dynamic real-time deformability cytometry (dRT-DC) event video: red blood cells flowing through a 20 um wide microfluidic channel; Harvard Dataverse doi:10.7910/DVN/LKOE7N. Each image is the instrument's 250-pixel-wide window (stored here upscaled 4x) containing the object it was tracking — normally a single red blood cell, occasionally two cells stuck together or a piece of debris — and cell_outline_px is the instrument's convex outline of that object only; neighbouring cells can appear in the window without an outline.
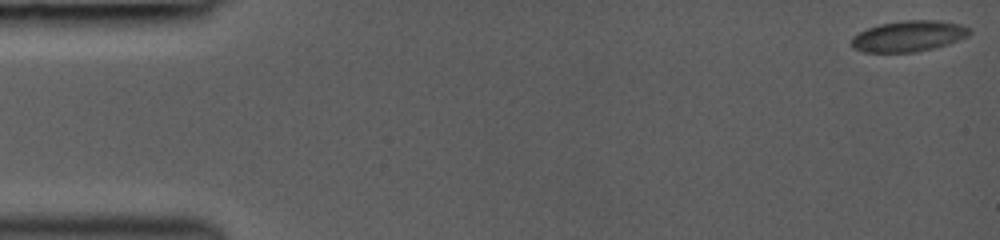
{"species": "common noctule bat (a hibernating species)", "species_latin": "Nyctalus noctula", "temperature_condition": "room temperature", "stored_images_in_passage": 25, "camera_frame_rate_fps": 3000, "um_per_image_px": 0.085, "animal": {"sex": "female", "body_mass_g": 19.0, "forearm_length_mm": 53.3}, "frame": {"image": 1, "passage_image": 1, "time_ms": 0.0, "image_size_px": [1000, 240], "cell_outline_px": [[972, 32], [968, 36], [948, 44], [916, 52], [864, 52], [852, 48], [852, 36], [868, 28], [880, 24], [904, 20], [940, 20], [960, 24], [968, 28]], "centroid_in_image_um": [77.24, 3.07], "position_along_channel_um": 7.8, "area_um2": 21.21}}
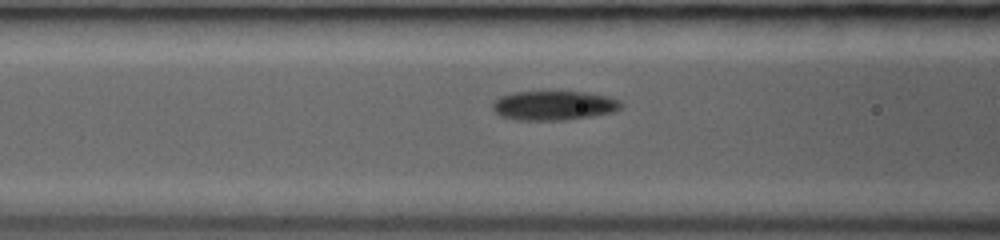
{"frame": {"image": 2, "passage_image": 16, "time_ms": 5.0, "image_size_px": [1000, 240], "cell_outline_px": [[624, 104], [620, 108], [612, 112], [592, 116], [564, 120], [516, 120], [500, 116], [492, 108], [492, 100], [500, 96], [512, 92], [552, 88], [584, 92], [608, 96], [620, 100]], "centroid_in_image_um": [47.03, 8.91], "position_along_channel_um": 119.6, "area_um2": 23.12}}
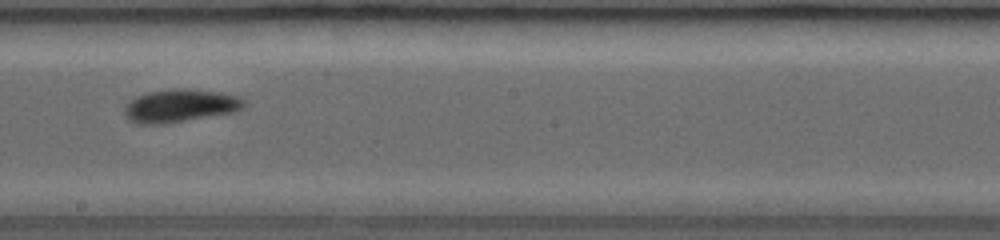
{"frame": {"image": 3, "passage_image": 22, "time_ms": 7.0, "image_size_px": [1000, 240], "cell_outline_px": [[244, 108], [232, 112], [164, 124], [136, 124], [124, 116], [124, 108], [136, 96], [148, 92], [176, 88], [184, 88], [220, 92], [240, 96], [244, 100]], "centroid_in_image_um": [15.3, 8.98], "position_along_channel_um": 232.9, "area_um2": 22.89}}